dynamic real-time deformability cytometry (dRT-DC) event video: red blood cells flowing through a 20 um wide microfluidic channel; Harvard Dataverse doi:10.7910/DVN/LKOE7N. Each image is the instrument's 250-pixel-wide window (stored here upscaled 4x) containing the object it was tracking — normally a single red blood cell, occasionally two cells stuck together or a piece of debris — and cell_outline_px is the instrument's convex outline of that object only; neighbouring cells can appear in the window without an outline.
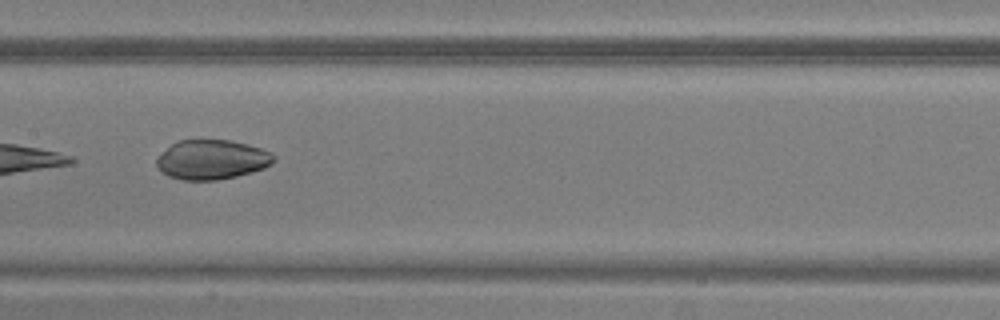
{"species": "common noctule bat (a hibernating species)", "species_latin": "Nyctalus noctula", "temperature_condition": "warm", "stored_images_in_passage": 6, "camera_frame_rate_fps": 3000, "um_per_image_px": 0.085, "animal": {"sex": "male", "body_mass_g": 20.5, "forearm_length_mm": 52.5}, "frame": {"image": 1, "passage_image": 6, "time_ms": 6.667, "image_size_px": [1000, 320], "cell_outline_px": [[276, 160], [272, 164], [264, 168], [252, 172], [236, 176], [216, 180], [184, 180], [168, 176], [160, 172], [156, 164], [156, 156], [172, 144], [180, 140], [228, 140], [248, 144], [272, 152], [276, 156]], "centroid_in_image_um": [18.01, 13.57], "position_along_channel_um": 189.4, "area_um2": 27.22}}